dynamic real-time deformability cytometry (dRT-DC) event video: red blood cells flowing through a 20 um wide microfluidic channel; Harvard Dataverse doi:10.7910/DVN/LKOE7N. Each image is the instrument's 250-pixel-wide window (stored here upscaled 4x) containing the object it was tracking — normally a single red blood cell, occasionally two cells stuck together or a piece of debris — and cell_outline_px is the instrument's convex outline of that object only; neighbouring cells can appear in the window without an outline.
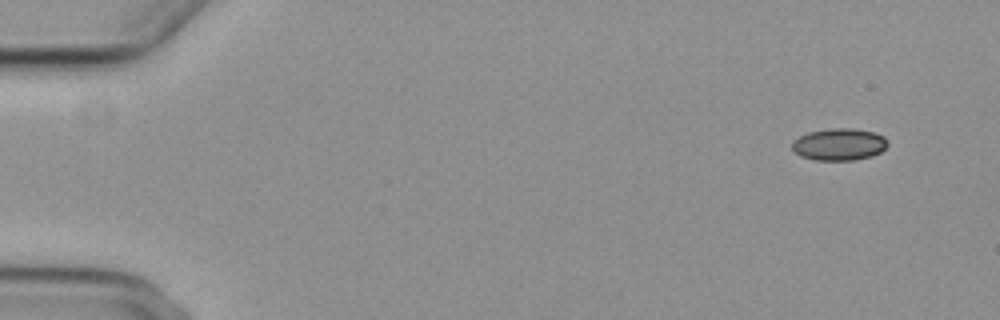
{"species": "common noctule bat (a hibernating species)", "species_latin": "Nyctalus noctula", "temperature_condition": "cold", "stored_images_in_passage": 4, "camera_frame_rate_fps": 3000, "um_per_image_px": 0.085, "animal": {"sex": "female", "body_mass_g": 29.2, "forearm_length_mm": 56.3}, "frame": {"image": 1, "passage_image": 1, "time_ms": 0.0, "image_size_px": [1000, 320], "cell_outline_px": [[888, 144], [880, 152], [872, 156], [856, 160], [816, 160], [800, 156], [792, 148], [792, 140], [808, 132], [832, 128], [852, 128], [876, 132], [884, 136], [888, 140]], "centroid_in_image_um": [71.35, 12.26], "position_along_channel_um": 13.7, "area_um2": 17.98}}